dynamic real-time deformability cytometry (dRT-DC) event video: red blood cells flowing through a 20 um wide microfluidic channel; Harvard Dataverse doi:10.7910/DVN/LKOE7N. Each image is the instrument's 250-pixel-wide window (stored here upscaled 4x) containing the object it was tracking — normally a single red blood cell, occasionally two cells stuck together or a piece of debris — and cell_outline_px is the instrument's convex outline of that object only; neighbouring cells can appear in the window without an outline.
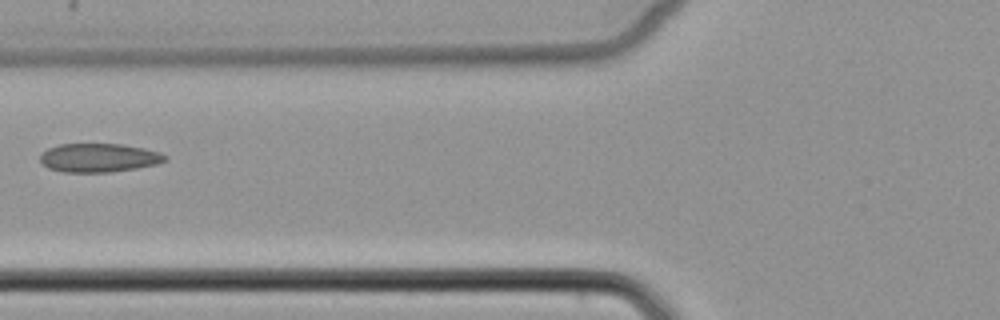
{"species": "common noctule bat (a hibernating species)", "species_latin": "Nyctalus noctula", "temperature_condition": "cold", "stored_images_in_passage": 2, "camera_frame_rate_fps": 3000, "um_per_image_px": 0.085, "animal": {"sex": "female", "body_mass_g": 22.7, "forearm_length_mm": 54.2}, "frame": {"image": 1, "passage_image": 2, "time_ms": 1.0, "image_size_px": [1000, 320], "cell_outline_px": [[168, 160], [156, 164], [136, 168], [112, 172], [64, 172], [48, 168], [40, 164], [40, 152], [48, 148], [60, 144], [124, 144], [144, 148], [160, 152], [168, 156]], "centroid_in_image_um": [8.39, 13.41], "position_along_channel_um": 117.4, "area_um2": 21.15}}